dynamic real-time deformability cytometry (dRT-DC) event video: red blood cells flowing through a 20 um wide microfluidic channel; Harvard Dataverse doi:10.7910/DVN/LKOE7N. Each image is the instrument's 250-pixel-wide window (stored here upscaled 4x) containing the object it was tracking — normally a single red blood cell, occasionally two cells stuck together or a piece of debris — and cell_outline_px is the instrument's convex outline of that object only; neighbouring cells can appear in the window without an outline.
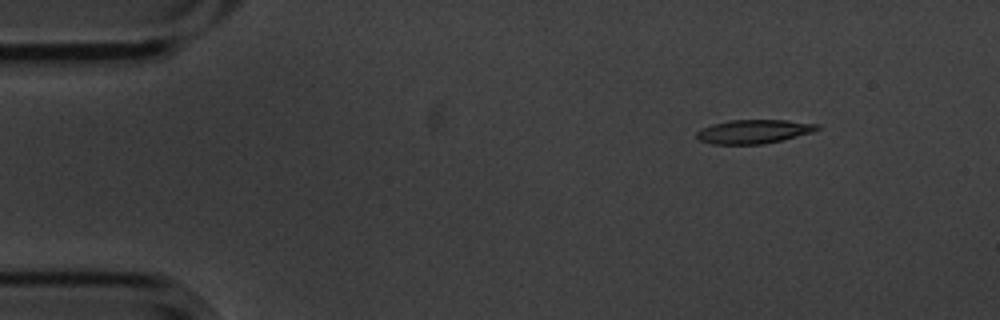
{"species": "common noctule bat (a hibernating species)", "species_latin": "Nyctalus noctula", "temperature_condition": "cold", "stored_images_in_passage": 8, "camera_frame_rate_fps": 3000, "um_per_image_px": 0.085, "animal": {"sex": "male", "body_mass_g": 20.1, "forearm_length_mm": 53.5}, "frame": {"image": 1, "passage_image": 2, "time_ms": 0.333, "image_size_px": [1000, 320], "cell_outline_px": [[820, 128], [812, 132], [764, 144], [712, 144], [700, 140], [696, 136], [696, 132], [712, 124], [728, 120], [788, 120], [820, 124]], "centroid_in_image_um": [64.08, 11.17], "position_along_channel_um": 20.9, "area_um2": 16.65}}
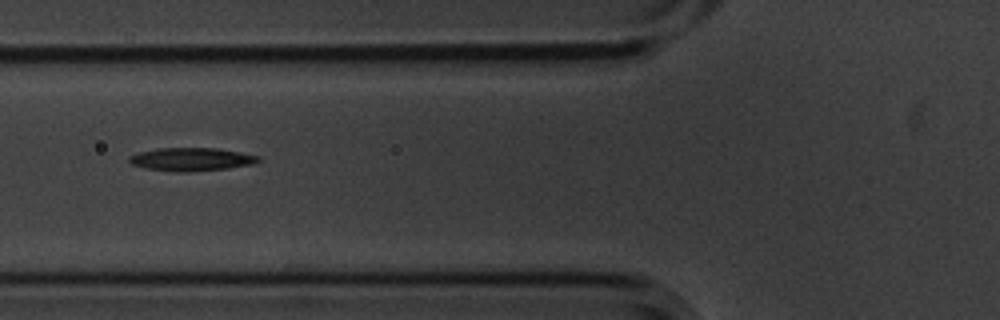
{"frame": {"image": 2, "passage_image": 6, "time_ms": 1.667, "image_size_px": [1000, 320], "cell_outline_px": [[260, 160], [252, 164], [228, 168], [188, 172], [176, 172], [148, 168], [132, 164], [128, 160], [128, 156], [140, 152], [156, 148], [216, 148], [240, 152], [260, 156]], "centroid_in_image_um": [16.27, 13.53], "position_along_channel_um": 109.5, "area_um2": 17.34}}
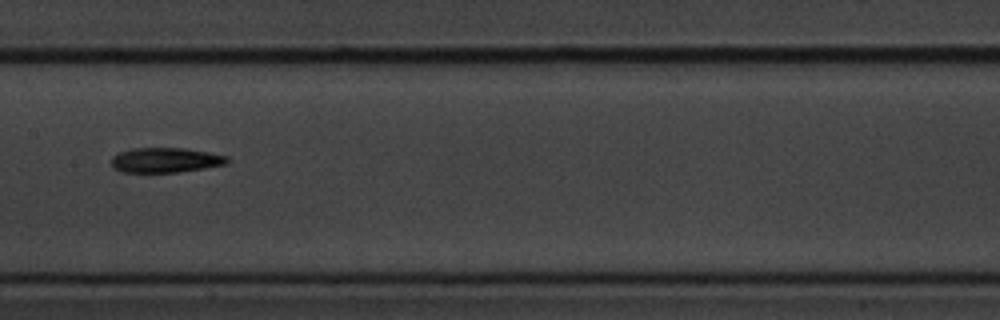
{"frame": {"image": 3, "passage_image": 8, "time_ms": 2.333, "image_size_px": [1000, 320], "cell_outline_px": [[228, 160], [224, 164], [204, 168], [180, 172], [124, 172], [112, 168], [112, 156], [120, 152], [132, 148], [184, 148], [228, 156]], "centroid_in_image_um": [14.03, 13.61], "position_along_channel_um": 193.4, "area_um2": 16.65}}